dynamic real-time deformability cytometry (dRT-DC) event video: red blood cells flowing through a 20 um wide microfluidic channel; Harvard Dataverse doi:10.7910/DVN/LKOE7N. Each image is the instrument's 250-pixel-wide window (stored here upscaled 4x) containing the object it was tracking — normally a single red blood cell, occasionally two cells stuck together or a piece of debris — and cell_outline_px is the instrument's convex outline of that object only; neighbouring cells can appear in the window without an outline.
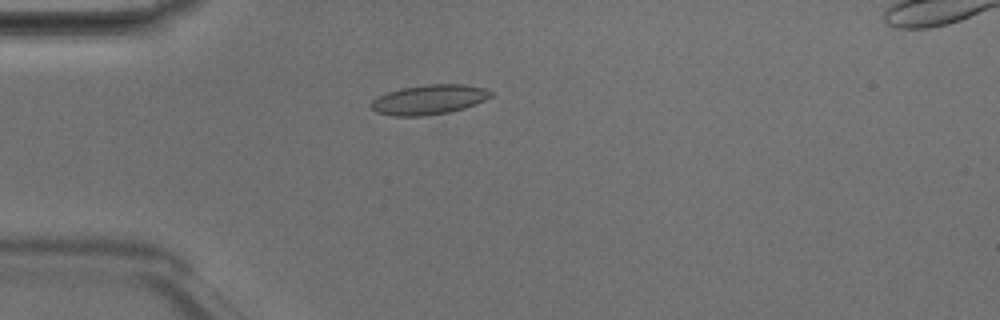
{"species": "Egyptian fruit bat (a non-hibernating species)", "species_latin": "Rousettus aegyptiacus", "temperature_condition": "room temperature", "stored_images_in_passage": 48, "camera_frame_rate_fps": 3000, "um_per_image_px": 0.085, "animal": {"sex": "male"}, "frame": {"image": 1, "passage_image": 13, "time_ms": 4.0, "image_size_px": [1000, 320], "cell_outline_px": [[492, 96], [484, 100], [464, 108], [448, 112], [420, 116], [392, 116], [376, 112], [372, 108], [372, 100], [388, 92], [400, 88], [428, 84], [464, 84], [484, 88], [492, 92]], "centroid_in_image_um": [36.47, 8.46], "position_along_channel_um": 48.5, "area_um2": 20.52}}
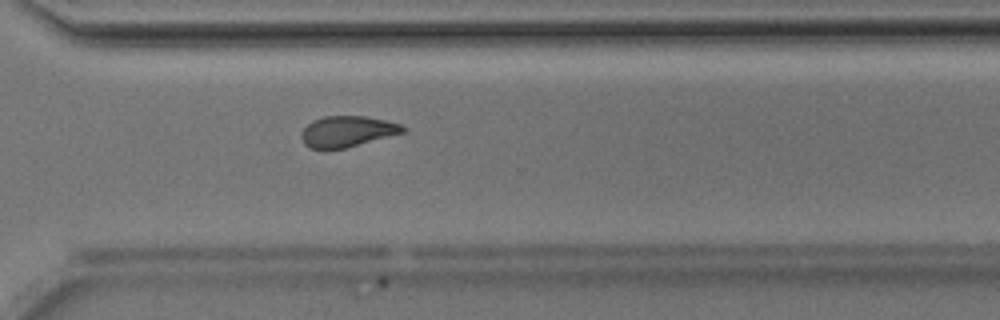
{"frame": {"image": 2, "passage_image": 35, "time_ms": 11.333, "image_size_px": [1000, 320], "cell_outline_px": [[408, 128], [404, 132], [344, 148], [324, 152], [308, 148], [304, 144], [300, 136], [300, 132], [312, 120], [324, 116], [368, 116], [400, 124]], "centroid_in_image_um": [29.44, 11.2], "position_along_channel_um": 341.2, "area_um2": 18.67}}
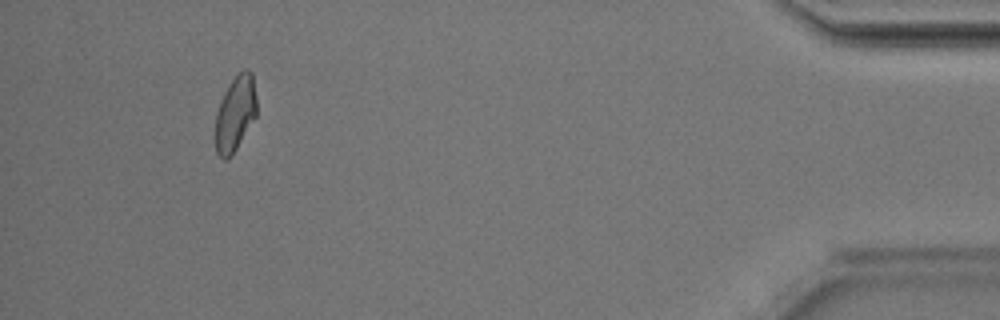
{"frame": {"image": 3, "passage_image": 45, "time_ms": 14.667, "image_size_px": [1000, 320], "cell_outline_px": [[256, 116], [236, 148], [228, 160], [224, 160], [216, 152], [216, 112], [224, 92], [232, 80], [244, 68], [248, 68], [252, 72], [256, 100]], "centroid_in_image_um": [20.0, 9.64], "position_along_channel_um": 415.2, "area_um2": 17.86}, "authors_computed_cell_mechanics": {"area_um2": 19.1318, "velocity_mm_per_s": 4.1888, "shape_relaxation_time_tau1_ms": 7.5935, "shape_relaxation_time_tau2_ms": 4.0704, "deformation_change_tau1": 0.1473, "deformation_change_tau2": 0.0986}}